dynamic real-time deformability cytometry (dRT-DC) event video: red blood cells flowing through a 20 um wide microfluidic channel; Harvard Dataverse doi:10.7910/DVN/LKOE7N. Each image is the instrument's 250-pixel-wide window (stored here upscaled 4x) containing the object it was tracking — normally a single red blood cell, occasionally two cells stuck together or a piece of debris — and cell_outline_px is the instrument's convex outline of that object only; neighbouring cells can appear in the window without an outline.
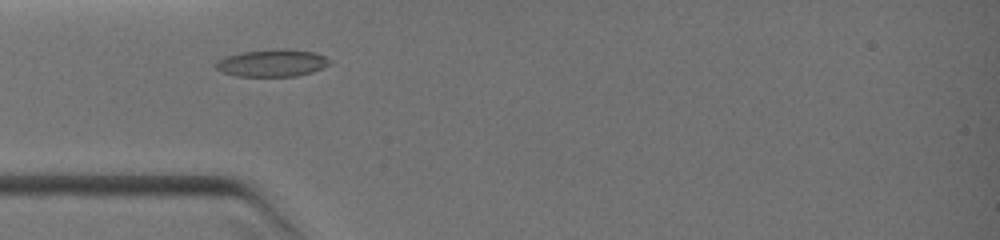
{"species": "common noctule bat (a hibernating species)", "species_latin": "Nyctalus noctula", "temperature_condition": "warm", "stored_images_in_passage": 27, "segment_of_instrument_passage": [1, 2], "camera_frame_rate_fps": 3000, "um_per_image_px": 0.085, "animal": {"sex": "female", "body_mass_g": 19.0, "forearm_length_mm": 51.5}, "frame": {"image": 1, "passage_image": 2, "time_ms": 0.333, "image_size_px": [1000, 240], "cell_outline_px": [[332, 64], [324, 68], [312, 72], [296, 76], [236, 76], [220, 72], [216, 68], [216, 60], [224, 56], [240, 52], [276, 48], [288, 48], [316, 52], [332, 60]], "centroid_in_image_um": [23.16, 5.34], "position_along_channel_um": 61.8, "area_um2": 18.61}}